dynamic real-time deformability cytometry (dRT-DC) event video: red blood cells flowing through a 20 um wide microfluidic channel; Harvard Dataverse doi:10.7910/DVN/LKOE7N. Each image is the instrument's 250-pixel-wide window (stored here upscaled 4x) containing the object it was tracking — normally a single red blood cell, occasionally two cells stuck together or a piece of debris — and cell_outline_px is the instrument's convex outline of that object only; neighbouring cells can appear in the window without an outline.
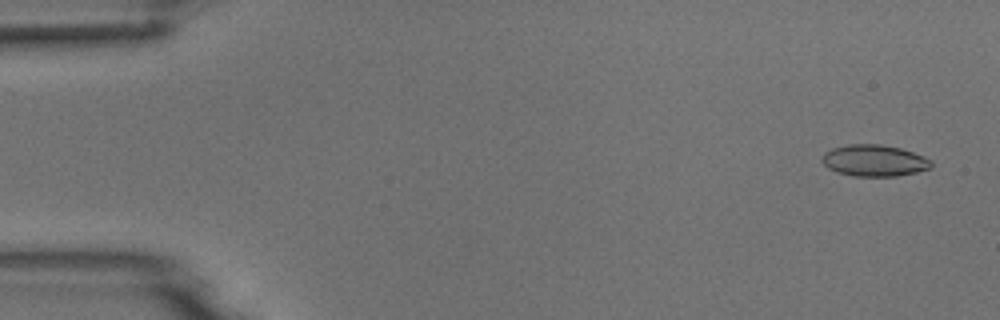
{"species": "common noctule bat (a hibernating species)", "species_latin": "Nyctalus noctula", "temperature_condition": "room temperature", "stored_images_in_passage": 5, "segment_of_instrument_passage": [2, 2], "camera_frame_rate_fps": 3000, "um_per_image_px": 0.085, "animal": {"sex": "male", "body_mass_g": 18.8}, "frame": {"image": 1, "passage_image": 5, "time_ms": 4.667, "image_size_px": [1000, 320], "cell_outline_px": [[932, 168], [916, 172], [896, 176], [852, 176], [836, 172], [828, 168], [820, 160], [824, 152], [832, 148], [848, 144], [880, 144], [900, 148], [924, 156], [932, 160]], "centroid_in_image_um": [74.3, 13.65], "position_along_channel_um": 10.7, "area_um2": 20.23}}